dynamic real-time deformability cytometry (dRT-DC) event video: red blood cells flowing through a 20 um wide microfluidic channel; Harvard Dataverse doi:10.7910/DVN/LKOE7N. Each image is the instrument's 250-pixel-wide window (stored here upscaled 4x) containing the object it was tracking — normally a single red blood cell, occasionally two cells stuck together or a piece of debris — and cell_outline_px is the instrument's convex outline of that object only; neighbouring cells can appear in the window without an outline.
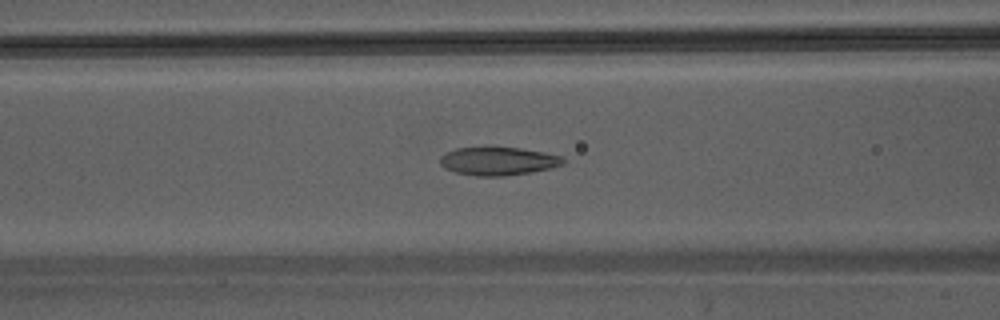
{"species": "Egyptian fruit bat (a non-hibernating species)", "species_latin": "Rousettus aegyptiacus", "temperature_condition": "warm", "stored_images_in_passage": 35, "camera_frame_rate_fps": 3000, "um_per_image_px": 0.085, "animal": {"sex": "male"}, "frame": {"image": 1, "passage_image": 9, "time_ms": 2.667, "image_size_px": [1000, 320], "cell_outline_px": [[564, 164], [532, 172], [504, 176], [476, 176], [456, 172], [444, 168], [440, 164], [440, 156], [456, 148], [520, 148], [544, 152], [564, 156]], "centroid_in_image_um": [42.36, 13.7], "position_along_channel_um": 124.2, "area_um2": 20.06}}
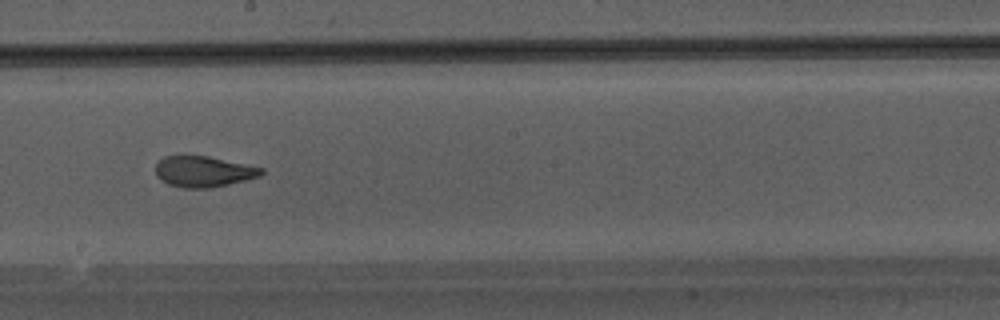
{"frame": {"image": 2, "passage_image": 16, "time_ms": 5.0, "image_size_px": [1000, 320], "cell_outline_px": [[264, 172], [260, 176], [228, 184], [208, 188], [184, 188], [168, 184], [160, 180], [156, 176], [156, 164], [164, 156], [208, 156], [264, 168]], "centroid_in_image_um": [17.28, 14.58], "position_along_channel_um": 230.9, "area_um2": 18.9}}
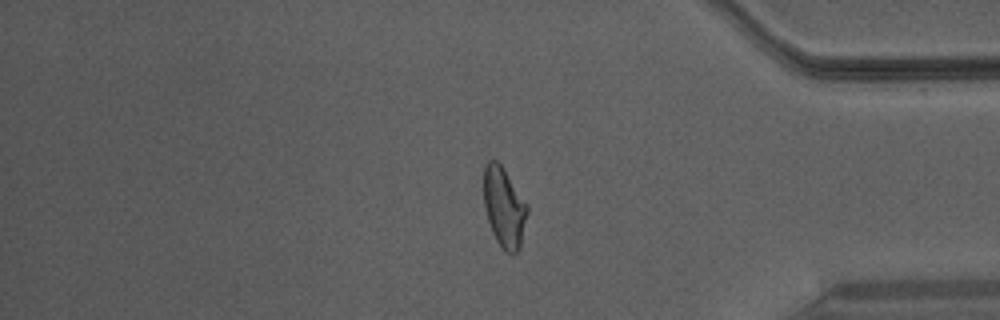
{"frame": {"image": 3, "passage_image": 28, "time_ms": 9.0, "image_size_px": [1000, 320], "cell_outline_px": [[528, 212], [520, 244], [516, 252], [508, 252], [496, 240], [492, 232], [484, 208], [484, 164], [488, 160], [496, 160], [504, 168], [528, 204]], "centroid_in_image_um": [42.84, 17.55], "position_along_channel_um": 392.4, "area_um2": 20.11}}